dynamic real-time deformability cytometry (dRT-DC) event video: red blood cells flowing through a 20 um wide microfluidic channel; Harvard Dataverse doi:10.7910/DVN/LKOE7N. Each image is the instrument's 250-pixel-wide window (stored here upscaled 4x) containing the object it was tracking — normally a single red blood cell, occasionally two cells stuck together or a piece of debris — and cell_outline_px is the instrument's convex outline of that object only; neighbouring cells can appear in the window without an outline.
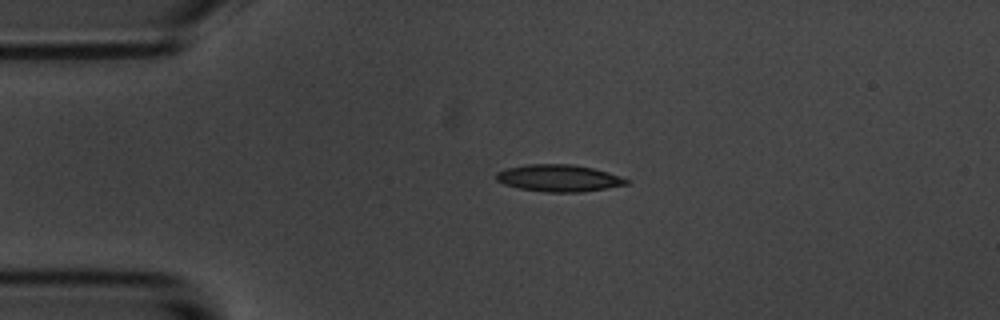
{"species": "common noctule bat (a hibernating species)", "species_latin": "Nyctalus noctula", "temperature_condition": "room temperature", "stored_images_in_passage": 2, "camera_frame_rate_fps": 3000, "um_per_image_px": 0.085, "animal": {"sex": "male", "body_mass_g": 20.1, "forearm_length_mm": 53.5}, "frame": {"image": 1, "passage_image": 1, "time_ms": 0.0, "image_size_px": [1000, 320], "cell_outline_px": [[632, 180], [628, 184], [608, 188], [584, 192], [548, 192], [520, 188], [504, 184], [496, 180], [496, 172], [504, 168], [528, 164], [572, 164], [592, 168], [608, 172]], "centroid_in_image_um": [47.52, 15.14], "position_along_channel_um": 37.5, "area_um2": 20.58}}